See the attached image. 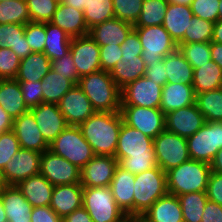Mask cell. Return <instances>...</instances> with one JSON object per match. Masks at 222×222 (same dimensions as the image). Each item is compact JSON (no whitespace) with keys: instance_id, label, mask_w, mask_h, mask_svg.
Returning <instances> with one entry per match:
<instances>
[{"instance_id":"obj_1","label":"cell","mask_w":222,"mask_h":222,"mask_svg":"<svg viewBox=\"0 0 222 222\" xmlns=\"http://www.w3.org/2000/svg\"><path fill=\"white\" fill-rule=\"evenodd\" d=\"M122 122L120 112L96 111L79 128L95 155L114 157Z\"/></svg>"},{"instance_id":"obj_2","label":"cell","mask_w":222,"mask_h":222,"mask_svg":"<svg viewBox=\"0 0 222 222\" xmlns=\"http://www.w3.org/2000/svg\"><path fill=\"white\" fill-rule=\"evenodd\" d=\"M77 85L86 94L95 111L120 112L121 89L109 72L99 70L81 76Z\"/></svg>"},{"instance_id":"obj_3","label":"cell","mask_w":222,"mask_h":222,"mask_svg":"<svg viewBox=\"0 0 222 222\" xmlns=\"http://www.w3.org/2000/svg\"><path fill=\"white\" fill-rule=\"evenodd\" d=\"M210 172V164L189 159L166 172L167 192L176 196L206 192Z\"/></svg>"},{"instance_id":"obj_4","label":"cell","mask_w":222,"mask_h":222,"mask_svg":"<svg viewBox=\"0 0 222 222\" xmlns=\"http://www.w3.org/2000/svg\"><path fill=\"white\" fill-rule=\"evenodd\" d=\"M49 150L80 170L95 156L79 126L68 125L50 144Z\"/></svg>"},{"instance_id":"obj_5","label":"cell","mask_w":222,"mask_h":222,"mask_svg":"<svg viewBox=\"0 0 222 222\" xmlns=\"http://www.w3.org/2000/svg\"><path fill=\"white\" fill-rule=\"evenodd\" d=\"M134 214L144 215L146 211L167 192L166 173L156 166L135 175Z\"/></svg>"},{"instance_id":"obj_6","label":"cell","mask_w":222,"mask_h":222,"mask_svg":"<svg viewBox=\"0 0 222 222\" xmlns=\"http://www.w3.org/2000/svg\"><path fill=\"white\" fill-rule=\"evenodd\" d=\"M93 222H116L124 215L110 186L83 187V203Z\"/></svg>"},{"instance_id":"obj_7","label":"cell","mask_w":222,"mask_h":222,"mask_svg":"<svg viewBox=\"0 0 222 222\" xmlns=\"http://www.w3.org/2000/svg\"><path fill=\"white\" fill-rule=\"evenodd\" d=\"M190 159L210 164L222 149V122L206 121L192 136L187 138Z\"/></svg>"},{"instance_id":"obj_8","label":"cell","mask_w":222,"mask_h":222,"mask_svg":"<svg viewBox=\"0 0 222 222\" xmlns=\"http://www.w3.org/2000/svg\"><path fill=\"white\" fill-rule=\"evenodd\" d=\"M142 44V59L145 65L162 60L177 50L178 45L164 29L163 25L134 27Z\"/></svg>"},{"instance_id":"obj_9","label":"cell","mask_w":222,"mask_h":222,"mask_svg":"<svg viewBox=\"0 0 222 222\" xmlns=\"http://www.w3.org/2000/svg\"><path fill=\"white\" fill-rule=\"evenodd\" d=\"M157 166L165 173L190 159L187 139L167 130L153 139Z\"/></svg>"},{"instance_id":"obj_10","label":"cell","mask_w":222,"mask_h":222,"mask_svg":"<svg viewBox=\"0 0 222 222\" xmlns=\"http://www.w3.org/2000/svg\"><path fill=\"white\" fill-rule=\"evenodd\" d=\"M123 122L154 139L165 130V114L160 108L121 105Z\"/></svg>"},{"instance_id":"obj_11","label":"cell","mask_w":222,"mask_h":222,"mask_svg":"<svg viewBox=\"0 0 222 222\" xmlns=\"http://www.w3.org/2000/svg\"><path fill=\"white\" fill-rule=\"evenodd\" d=\"M80 169L49 149L40 158V174L53 186L81 183Z\"/></svg>"},{"instance_id":"obj_12","label":"cell","mask_w":222,"mask_h":222,"mask_svg":"<svg viewBox=\"0 0 222 222\" xmlns=\"http://www.w3.org/2000/svg\"><path fill=\"white\" fill-rule=\"evenodd\" d=\"M162 87L142 76L121 89V105L160 108Z\"/></svg>"},{"instance_id":"obj_13","label":"cell","mask_w":222,"mask_h":222,"mask_svg":"<svg viewBox=\"0 0 222 222\" xmlns=\"http://www.w3.org/2000/svg\"><path fill=\"white\" fill-rule=\"evenodd\" d=\"M42 153L20 148L4 167L2 174L7 185L19 182L40 174V158Z\"/></svg>"},{"instance_id":"obj_14","label":"cell","mask_w":222,"mask_h":222,"mask_svg":"<svg viewBox=\"0 0 222 222\" xmlns=\"http://www.w3.org/2000/svg\"><path fill=\"white\" fill-rule=\"evenodd\" d=\"M205 122L204 115L195 103L167 113L165 130L187 139L194 135Z\"/></svg>"},{"instance_id":"obj_15","label":"cell","mask_w":222,"mask_h":222,"mask_svg":"<svg viewBox=\"0 0 222 222\" xmlns=\"http://www.w3.org/2000/svg\"><path fill=\"white\" fill-rule=\"evenodd\" d=\"M70 52L80 77L101 70L100 46L90 36L72 38Z\"/></svg>"},{"instance_id":"obj_16","label":"cell","mask_w":222,"mask_h":222,"mask_svg":"<svg viewBox=\"0 0 222 222\" xmlns=\"http://www.w3.org/2000/svg\"><path fill=\"white\" fill-rule=\"evenodd\" d=\"M68 125L79 126L96 111L83 90L75 85L57 104Z\"/></svg>"},{"instance_id":"obj_17","label":"cell","mask_w":222,"mask_h":222,"mask_svg":"<svg viewBox=\"0 0 222 222\" xmlns=\"http://www.w3.org/2000/svg\"><path fill=\"white\" fill-rule=\"evenodd\" d=\"M118 161L115 157L95 155L80 171L83 187L110 186Z\"/></svg>"},{"instance_id":"obj_18","label":"cell","mask_w":222,"mask_h":222,"mask_svg":"<svg viewBox=\"0 0 222 222\" xmlns=\"http://www.w3.org/2000/svg\"><path fill=\"white\" fill-rule=\"evenodd\" d=\"M29 111L33 114L39 130L48 144L68 126L57 104L41 103Z\"/></svg>"},{"instance_id":"obj_19","label":"cell","mask_w":222,"mask_h":222,"mask_svg":"<svg viewBox=\"0 0 222 222\" xmlns=\"http://www.w3.org/2000/svg\"><path fill=\"white\" fill-rule=\"evenodd\" d=\"M148 153H155L153 139L122 122L114 157L127 158L129 156L148 155Z\"/></svg>"},{"instance_id":"obj_20","label":"cell","mask_w":222,"mask_h":222,"mask_svg":"<svg viewBox=\"0 0 222 222\" xmlns=\"http://www.w3.org/2000/svg\"><path fill=\"white\" fill-rule=\"evenodd\" d=\"M12 130L17 136L20 148L40 153L49 149V144L43 138L30 111L13 119Z\"/></svg>"},{"instance_id":"obj_21","label":"cell","mask_w":222,"mask_h":222,"mask_svg":"<svg viewBox=\"0 0 222 222\" xmlns=\"http://www.w3.org/2000/svg\"><path fill=\"white\" fill-rule=\"evenodd\" d=\"M83 203V186L81 183L54 186L50 208L61 218H65Z\"/></svg>"},{"instance_id":"obj_22","label":"cell","mask_w":222,"mask_h":222,"mask_svg":"<svg viewBox=\"0 0 222 222\" xmlns=\"http://www.w3.org/2000/svg\"><path fill=\"white\" fill-rule=\"evenodd\" d=\"M134 26L120 19L112 18L89 29L90 36L99 46L121 45Z\"/></svg>"},{"instance_id":"obj_23","label":"cell","mask_w":222,"mask_h":222,"mask_svg":"<svg viewBox=\"0 0 222 222\" xmlns=\"http://www.w3.org/2000/svg\"><path fill=\"white\" fill-rule=\"evenodd\" d=\"M134 181V174L117 165L110 188L124 214H134Z\"/></svg>"},{"instance_id":"obj_24","label":"cell","mask_w":222,"mask_h":222,"mask_svg":"<svg viewBox=\"0 0 222 222\" xmlns=\"http://www.w3.org/2000/svg\"><path fill=\"white\" fill-rule=\"evenodd\" d=\"M50 23L58 26L71 38L83 37L89 33L83 11L67 6L62 2L58 4Z\"/></svg>"},{"instance_id":"obj_25","label":"cell","mask_w":222,"mask_h":222,"mask_svg":"<svg viewBox=\"0 0 222 222\" xmlns=\"http://www.w3.org/2000/svg\"><path fill=\"white\" fill-rule=\"evenodd\" d=\"M196 103V94L192 85L167 82L162 87L160 109L167 113Z\"/></svg>"},{"instance_id":"obj_26","label":"cell","mask_w":222,"mask_h":222,"mask_svg":"<svg viewBox=\"0 0 222 222\" xmlns=\"http://www.w3.org/2000/svg\"><path fill=\"white\" fill-rule=\"evenodd\" d=\"M0 195L8 222H31L33 206L16 185H7Z\"/></svg>"},{"instance_id":"obj_27","label":"cell","mask_w":222,"mask_h":222,"mask_svg":"<svg viewBox=\"0 0 222 222\" xmlns=\"http://www.w3.org/2000/svg\"><path fill=\"white\" fill-rule=\"evenodd\" d=\"M16 186L33 207L50 206L54 186L42 174L33 175Z\"/></svg>"},{"instance_id":"obj_28","label":"cell","mask_w":222,"mask_h":222,"mask_svg":"<svg viewBox=\"0 0 222 222\" xmlns=\"http://www.w3.org/2000/svg\"><path fill=\"white\" fill-rule=\"evenodd\" d=\"M150 222H184L178 196L167 193L143 215Z\"/></svg>"},{"instance_id":"obj_29","label":"cell","mask_w":222,"mask_h":222,"mask_svg":"<svg viewBox=\"0 0 222 222\" xmlns=\"http://www.w3.org/2000/svg\"><path fill=\"white\" fill-rule=\"evenodd\" d=\"M193 16L189 6L168 4L162 25L176 44L183 39Z\"/></svg>"},{"instance_id":"obj_30","label":"cell","mask_w":222,"mask_h":222,"mask_svg":"<svg viewBox=\"0 0 222 222\" xmlns=\"http://www.w3.org/2000/svg\"><path fill=\"white\" fill-rule=\"evenodd\" d=\"M0 106L13 118L29 111L15 79H0Z\"/></svg>"},{"instance_id":"obj_31","label":"cell","mask_w":222,"mask_h":222,"mask_svg":"<svg viewBox=\"0 0 222 222\" xmlns=\"http://www.w3.org/2000/svg\"><path fill=\"white\" fill-rule=\"evenodd\" d=\"M146 65L142 56H122L121 60L109 72L120 89L144 76Z\"/></svg>"},{"instance_id":"obj_32","label":"cell","mask_w":222,"mask_h":222,"mask_svg":"<svg viewBox=\"0 0 222 222\" xmlns=\"http://www.w3.org/2000/svg\"><path fill=\"white\" fill-rule=\"evenodd\" d=\"M0 48H10L21 60L31 54L25 37V25L0 24Z\"/></svg>"},{"instance_id":"obj_33","label":"cell","mask_w":222,"mask_h":222,"mask_svg":"<svg viewBox=\"0 0 222 222\" xmlns=\"http://www.w3.org/2000/svg\"><path fill=\"white\" fill-rule=\"evenodd\" d=\"M50 70L51 60L44 53L32 52L21 60L15 80L42 81Z\"/></svg>"},{"instance_id":"obj_34","label":"cell","mask_w":222,"mask_h":222,"mask_svg":"<svg viewBox=\"0 0 222 222\" xmlns=\"http://www.w3.org/2000/svg\"><path fill=\"white\" fill-rule=\"evenodd\" d=\"M193 69L192 86L195 94L222 88V69L213 60Z\"/></svg>"},{"instance_id":"obj_35","label":"cell","mask_w":222,"mask_h":222,"mask_svg":"<svg viewBox=\"0 0 222 222\" xmlns=\"http://www.w3.org/2000/svg\"><path fill=\"white\" fill-rule=\"evenodd\" d=\"M166 66L167 82L193 84V67L177 49L163 58Z\"/></svg>"},{"instance_id":"obj_36","label":"cell","mask_w":222,"mask_h":222,"mask_svg":"<svg viewBox=\"0 0 222 222\" xmlns=\"http://www.w3.org/2000/svg\"><path fill=\"white\" fill-rule=\"evenodd\" d=\"M76 84L51 69L42 79L43 103L58 104L60 99Z\"/></svg>"},{"instance_id":"obj_37","label":"cell","mask_w":222,"mask_h":222,"mask_svg":"<svg viewBox=\"0 0 222 222\" xmlns=\"http://www.w3.org/2000/svg\"><path fill=\"white\" fill-rule=\"evenodd\" d=\"M46 42L44 54L51 60L60 59L70 51L72 38L58 26L45 22Z\"/></svg>"},{"instance_id":"obj_38","label":"cell","mask_w":222,"mask_h":222,"mask_svg":"<svg viewBox=\"0 0 222 222\" xmlns=\"http://www.w3.org/2000/svg\"><path fill=\"white\" fill-rule=\"evenodd\" d=\"M196 105L205 121L222 122V88L196 94Z\"/></svg>"},{"instance_id":"obj_39","label":"cell","mask_w":222,"mask_h":222,"mask_svg":"<svg viewBox=\"0 0 222 222\" xmlns=\"http://www.w3.org/2000/svg\"><path fill=\"white\" fill-rule=\"evenodd\" d=\"M184 222H201L208 201L206 192H191L178 195Z\"/></svg>"},{"instance_id":"obj_40","label":"cell","mask_w":222,"mask_h":222,"mask_svg":"<svg viewBox=\"0 0 222 222\" xmlns=\"http://www.w3.org/2000/svg\"><path fill=\"white\" fill-rule=\"evenodd\" d=\"M83 13L89 30L97 24L115 18L113 0H86Z\"/></svg>"},{"instance_id":"obj_41","label":"cell","mask_w":222,"mask_h":222,"mask_svg":"<svg viewBox=\"0 0 222 222\" xmlns=\"http://www.w3.org/2000/svg\"><path fill=\"white\" fill-rule=\"evenodd\" d=\"M168 4L167 0H144L134 27L162 25Z\"/></svg>"},{"instance_id":"obj_42","label":"cell","mask_w":222,"mask_h":222,"mask_svg":"<svg viewBox=\"0 0 222 222\" xmlns=\"http://www.w3.org/2000/svg\"><path fill=\"white\" fill-rule=\"evenodd\" d=\"M30 15L26 0H6L0 2V24H27Z\"/></svg>"},{"instance_id":"obj_43","label":"cell","mask_w":222,"mask_h":222,"mask_svg":"<svg viewBox=\"0 0 222 222\" xmlns=\"http://www.w3.org/2000/svg\"><path fill=\"white\" fill-rule=\"evenodd\" d=\"M177 45L179 52L193 68H199L200 65L211 60L210 43L208 42H192Z\"/></svg>"},{"instance_id":"obj_44","label":"cell","mask_w":222,"mask_h":222,"mask_svg":"<svg viewBox=\"0 0 222 222\" xmlns=\"http://www.w3.org/2000/svg\"><path fill=\"white\" fill-rule=\"evenodd\" d=\"M213 25V22L193 16L188 26V30L185 31L183 39L178 44L192 42L210 43L213 38Z\"/></svg>"},{"instance_id":"obj_45","label":"cell","mask_w":222,"mask_h":222,"mask_svg":"<svg viewBox=\"0 0 222 222\" xmlns=\"http://www.w3.org/2000/svg\"><path fill=\"white\" fill-rule=\"evenodd\" d=\"M31 22H50L57 10L58 2L53 0H26Z\"/></svg>"},{"instance_id":"obj_46","label":"cell","mask_w":222,"mask_h":222,"mask_svg":"<svg viewBox=\"0 0 222 222\" xmlns=\"http://www.w3.org/2000/svg\"><path fill=\"white\" fill-rule=\"evenodd\" d=\"M144 0H113L115 18L135 25Z\"/></svg>"},{"instance_id":"obj_47","label":"cell","mask_w":222,"mask_h":222,"mask_svg":"<svg viewBox=\"0 0 222 222\" xmlns=\"http://www.w3.org/2000/svg\"><path fill=\"white\" fill-rule=\"evenodd\" d=\"M118 165L130 173L136 175L148 171L157 166L155 153L148 155L129 156L127 158H116Z\"/></svg>"},{"instance_id":"obj_48","label":"cell","mask_w":222,"mask_h":222,"mask_svg":"<svg viewBox=\"0 0 222 222\" xmlns=\"http://www.w3.org/2000/svg\"><path fill=\"white\" fill-rule=\"evenodd\" d=\"M25 37L32 52L43 53L46 42L45 23L28 22L25 24Z\"/></svg>"},{"instance_id":"obj_49","label":"cell","mask_w":222,"mask_h":222,"mask_svg":"<svg viewBox=\"0 0 222 222\" xmlns=\"http://www.w3.org/2000/svg\"><path fill=\"white\" fill-rule=\"evenodd\" d=\"M20 149V144L11 129L0 134V170L3 171L6 164L11 160Z\"/></svg>"},{"instance_id":"obj_50","label":"cell","mask_w":222,"mask_h":222,"mask_svg":"<svg viewBox=\"0 0 222 222\" xmlns=\"http://www.w3.org/2000/svg\"><path fill=\"white\" fill-rule=\"evenodd\" d=\"M219 5L220 0H193L190 8L195 17L215 23L219 20Z\"/></svg>"},{"instance_id":"obj_51","label":"cell","mask_w":222,"mask_h":222,"mask_svg":"<svg viewBox=\"0 0 222 222\" xmlns=\"http://www.w3.org/2000/svg\"><path fill=\"white\" fill-rule=\"evenodd\" d=\"M21 59L10 50L0 48V79H15Z\"/></svg>"},{"instance_id":"obj_52","label":"cell","mask_w":222,"mask_h":222,"mask_svg":"<svg viewBox=\"0 0 222 222\" xmlns=\"http://www.w3.org/2000/svg\"><path fill=\"white\" fill-rule=\"evenodd\" d=\"M19 86L28 109L43 103L41 81H19Z\"/></svg>"},{"instance_id":"obj_53","label":"cell","mask_w":222,"mask_h":222,"mask_svg":"<svg viewBox=\"0 0 222 222\" xmlns=\"http://www.w3.org/2000/svg\"><path fill=\"white\" fill-rule=\"evenodd\" d=\"M51 69L63 75L66 79L72 80L76 85L80 79L70 51L60 59L51 61Z\"/></svg>"},{"instance_id":"obj_54","label":"cell","mask_w":222,"mask_h":222,"mask_svg":"<svg viewBox=\"0 0 222 222\" xmlns=\"http://www.w3.org/2000/svg\"><path fill=\"white\" fill-rule=\"evenodd\" d=\"M122 50L120 45L100 46L101 70L110 72L113 67L121 60Z\"/></svg>"},{"instance_id":"obj_55","label":"cell","mask_w":222,"mask_h":222,"mask_svg":"<svg viewBox=\"0 0 222 222\" xmlns=\"http://www.w3.org/2000/svg\"><path fill=\"white\" fill-rule=\"evenodd\" d=\"M208 200L222 206V174L210 172L206 188Z\"/></svg>"},{"instance_id":"obj_56","label":"cell","mask_w":222,"mask_h":222,"mask_svg":"<svg viewBox=\"0 0 222 222\" xmlns=\"http://www.w3.org/2000/svg\"><path fill=\"white\" fill-rule=\"evenodd\" d=\"M122 50V56H141L142 44L140 43L137 32L133 29L126 40L120 45Z\"/></svg>"},{"instance_id":"obj_57","label":"cell","mask_w":222,"mask_h":222,"mask_svg":"<svg viewBox=\"0 0 222 222\" xmlns=\"http://www.w3.org/2000/svg\"><path fill=\"white\" fill-rule=\"evenodd\" d=\"M144 76L150 80H153L156 84L164 86L167 83V75L166 66L163 64V59L147 65Z\"/></svg>"},{"instance_id":"obj_58","label":"cell","mask_w":222,"mask_h":222,"mask_svg":"<svg viewBox=\"0 0 222 222\" xmlns=\"http://www.w3.org/2000/svg\"><path fill=\"white\" fill-rule=\"evenodd\" d=\"M31 222H61L62 219L50 208V206L33 207Z\"/></svg>"},{"instance_id":"obj_59","label":"cell","mask_w":222,"mask_h":222,"mask_svg":"<svg viewBox=\"0 0 222 222\" xmlns=\"http://www.w3.org/2000/svg\"><path fill=\"white\" fill-rule=\"evenodd\" d=\"M201 222H222V206L208 200Z\"/></svg>"},{"instance_id":"obj_60","label":"cell","mask_w":222,"mask_h":222,"mask_svg":"<svg viewBox=\"0 0 222 222\" xmlns=\"http://www.w3.org/2000/svg\"><path fill=\"white\" fill-rule=\"evenodd\" d=\"M61 222H93V220L82 206L63 218Z\"/></svg>"},{"instance_id":"obj_61","label":"cell","mask_w":222,"mask_h":222,"mask_svg":"<svg viewBox=\"0 0 222 222\" xmlns=\"http://www.w3.org/2000/svg\"><path fill=\"white\" fill-rule=\"evenodd\" d=\"M13 118L0 106V134L11 130Z\"/></svg>"},{"instance_id":"obj_62","label":"cell","mask_w":222,"mask_h":222,"mask_svg":"<svg viewBox=\"0 0 222 222\" xmlns=\"http://www.w3.org/2000/svg\"><path fill=\"white\" fill-rule=\"evenodd\" d=\"M211 60L217 63L222 69V44L210 42Z\"/></svg>"},{"instance_id":"obj_63","label":"cell","mask_w":222,"mask_h":222,"mask_svg":"<svg viewBox=\"0 0 222 222\" xmlns=\"http://www.w3.org/2000/svg\"><path fill=\"white\" fill-rule=\"evenodd\" d=\"M212 172L222 174V149L218 150L217 154L210 163Z\"/></svg>"},{"instance_id":"obj_64","label":"cell","mask_w":222,"mask_h":222,"mask_svg":"<svg viewBox=\"0 0 222 222\" xmlns=\"http://www.w3.org/2000/svg\"><path fill=\"white\" fill-rule=\"evenodd\" d=\"M211 42L222 44V20H218L213 25V38Z\"/></svg>"},{"instance_id":"obj_65","label":"cell","mask_w":222,"mask_h":222,"mask_svg":"<svg viewBox=\"0 0 222 222\" xmlns=\"http://www.w3.org/2000/svg\"><path fill=\"white\" fill-rule=\"evenodd\" d=\"M62 3L72 8L79 9L80 11H84V7L86 6V0H63Z\"/></svg>"},{"instance_id":"obj_66","label":"cell","mask_w":222,"mask_h":222,"mask_svg":"<svg viewBox=\"0 0 222 222\" xmlns=\"http://www.w3.org/2000/svg\"><path fill=\"white\" fill-rule=\"evenodd\" d=\"M116 222H137V214H124Z\"/></svg>"},{"instance_id":"obj_67","label":"cell","mask_w":222,"mask_h":222,"mask_svg":"<svg viewBox=\"0 0 222 222\" xmlns=\"http://www.w3.org/2000/svg\"><path fill=\"white\" fill-rule=\"evenodd\" d=\"M192 1L193 0H167V2L170 4L184 5V6H189V7Z\"/></svg>"},{"instance_id":"obj_68","label":"cell","mask_w":222,"mask_h":222,"mask_svg":"<svg viewBox=\"0 0 222 222\" xmlns=\"http://www.w3.org/2000/svg\"><path fill=\"white\" fill-rule=\"evenodd\" d=\"M0 222H8L1 195H0Z\"/></svg>"},{"instance_id":"obj_69","label":"cell","mask_w":222,"mask_h":222,"mask_svg":"<svg viewBox=\"0 0 222 222\" xmlns=\"http://www.w3.org/2000/svg\"><path fill=\"white\" fill-rule=\"evenodd\" d=\"M7 186V184L4 181L2 171L0 170V193L2 190Z\"/></svg>"},{"instance_id":"obj_70","label":"cell","mask_w":222,"mask_h":222,"mask_svg":"<svg viewBox=\"0 0 222 222\" xmlns=\"http://www.w3.org/2000/svg\"><path fill=\"white\" fill-rule=\"evenodd\" d=\"M137 222H150V221L146 219L143 215L137 214Z\"/></svg>"},{"instance_id":"obj_71","label":"cell","mask_w":222,"mask_h":222,"mask_svg":"<svg viewBox=\"0 0 222 222\" xmlns=\"http://www.w3.org/2000/svg\"><path fill=\"white\" fill-rule=\"evenodd\" d=\"M219 20H222V0H220V5H219Z\"/></svg>"},{"instance_id":"obj_72","label":"cell","mask_w":222,"mask_h":222,"mask_svg":"<svg viewBox=\"0 0 222 222\" xmlns=\"http://www.w3.org/2000/svg\"><path fill=\"white\" fill-rule=\"evenodd\" d=\"M53 1L60 3V2H62L63 0H53Z\"/></svg>"}]
</instances>
